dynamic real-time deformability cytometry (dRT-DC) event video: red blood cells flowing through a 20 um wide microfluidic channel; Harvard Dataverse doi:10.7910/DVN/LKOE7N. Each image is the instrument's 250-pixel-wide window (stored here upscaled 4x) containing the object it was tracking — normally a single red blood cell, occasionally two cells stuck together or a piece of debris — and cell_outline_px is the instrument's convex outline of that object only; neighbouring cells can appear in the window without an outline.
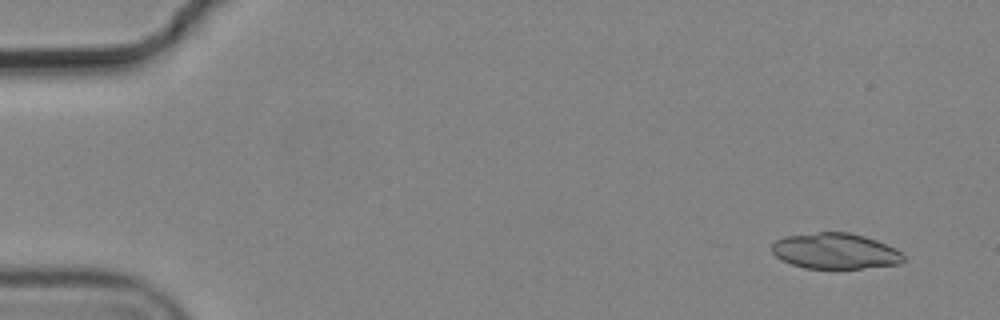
{"species": "common noctule bat (a hibernating species)", "species_latin": "Nyctalus noctula", "temperature_condition": "cold", "stored_images_in_passage": 6, "camera_frame_rate_fps": 3000, "um_per_image_px": 0.085, "animal": {"sex": "male", "body_mass_g": 19.2, "forearm_length_mm": 51.8}, "frame": {"image": 1, "passage_image": 1, "time_ms": 0.0, "image_size_px": [1000, 320], "cell_outline_px": [[904, 260], [900, 264], [860, 268], [804, 268], [792, 264], [776, 256], [772, 252], [772, 244], [776, 240], [784, 236], [820, 232], [848, 232], [864, 236], [876, 240], [896, 248], [904, 256]], "centroid_in_image_um": [71.0, 21.33], "position_along_channel_um": 14.0, "area_um2": 27.28}}